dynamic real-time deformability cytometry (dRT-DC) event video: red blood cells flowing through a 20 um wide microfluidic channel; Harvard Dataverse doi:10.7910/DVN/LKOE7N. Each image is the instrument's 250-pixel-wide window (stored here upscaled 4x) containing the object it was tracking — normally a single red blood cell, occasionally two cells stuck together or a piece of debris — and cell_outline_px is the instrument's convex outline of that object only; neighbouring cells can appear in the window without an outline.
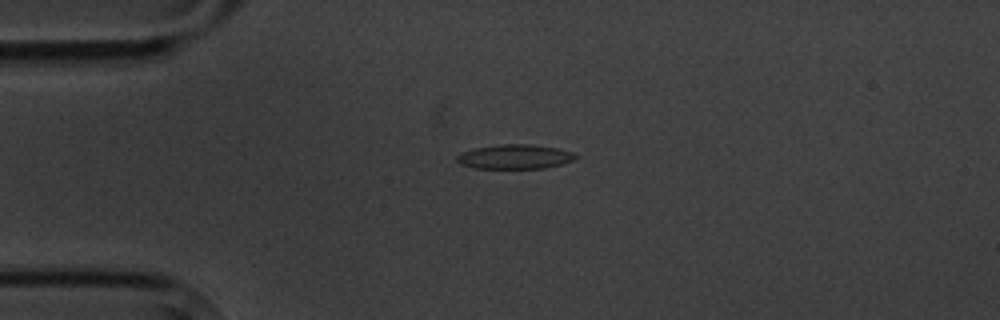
{"species": "common noctule bat (a hibernating species)", "species_latin": "Nyctalus noctula", "temperature_condition": "cold", "stored_images_in_passage": 9, "camera_frame_rate_fps": 3000, "um_per_image_px": 0.085, "animal": {"sex": "male", "body_mass_g": 20.1, "forearm_length_mm": 53.5}, "frame": {"image": 1, "passage_image": 3, "time_ms": 2.333, "image_size_px": [1000, 320], "cell_outline_px": [[576, 156], [572, 160], [560, 164], [544, 168], [472, 168], [460, 164], [456, 160], [456, 156], [464, 152], [476, 148], [500, 144], [528, 144], [560, 148], [572, 152]], "centroid_in_image_um": [43.74, 13.32], "position_along_channel_um": 41.3, "area_um2": 16.7}}
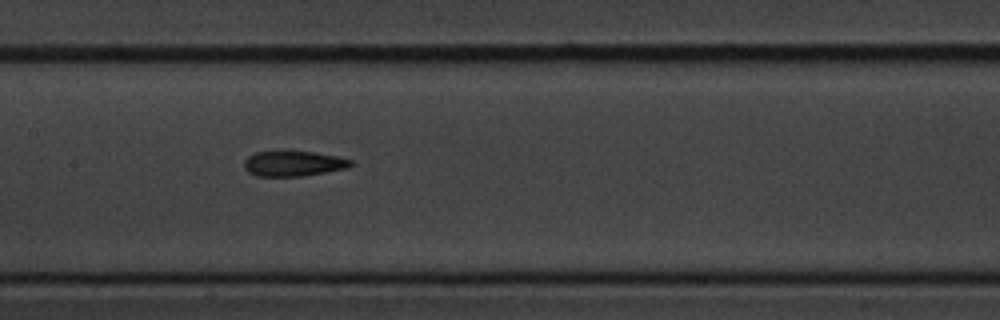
{"frame": {"image": 2, "passage_image": 7, "time_ms": 7.0, "image_size_px": [1000, 320], "cell_outline_px": [[356, 164], [348, 168], [304, 176], [256, 176], [248, 172], [244, 168], [244, 160], [248, 156], [256, 152], [312, 152], [340, 156], [352, 160]], "centroid_in_image_um": [24.99, 13.91], "position_along_channel_um": 182.4, "area_um2": 15.78}}
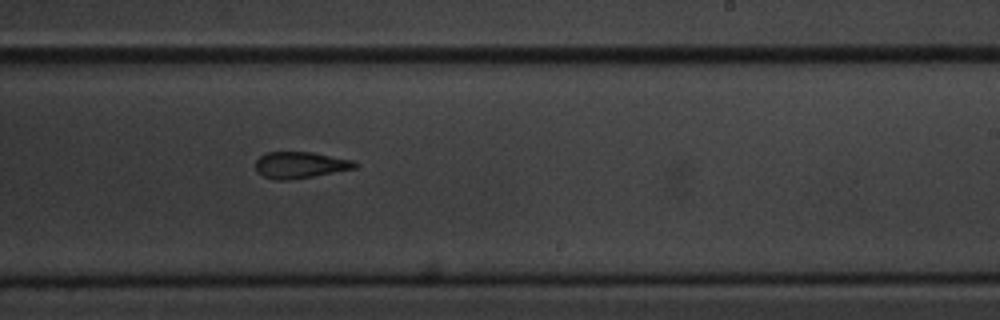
{"frame": {"image": 3, "passage_image": 9, "time_ms": 9.333, "image_size_px": [1000, 320], "cell_outline_px": [[360, 164], [356, 168], [292, 180], [276, 180], [264, 176], [256, 172], [256, 160], [260, 156], [268, 152], [312, 152], [352, 160]], "centroid_in_image_um": [25.51, 14.03], "position_along_channel_um": 263.5, "area_um2": 15.32}}